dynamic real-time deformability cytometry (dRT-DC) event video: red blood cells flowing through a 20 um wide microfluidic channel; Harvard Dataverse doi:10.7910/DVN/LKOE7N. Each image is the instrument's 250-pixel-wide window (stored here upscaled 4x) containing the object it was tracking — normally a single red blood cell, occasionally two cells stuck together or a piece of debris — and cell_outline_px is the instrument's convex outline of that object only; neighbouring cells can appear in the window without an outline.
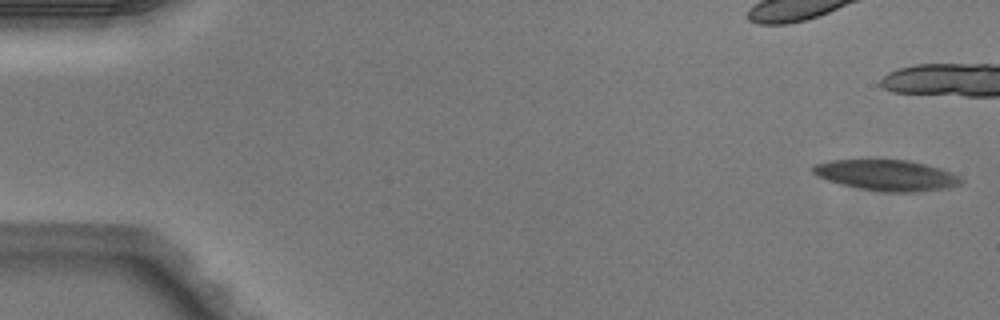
{"species": "Egyptian fruit bat (a non-hibernating species)", "species_latin": "Rousettus aegyptiacus", "temperature_condition": "warm", "stored_images_in_passage": 6, "camera_frame_rate_fps": 3000, "um_per_image_px": 0.085, "animal": {"sex": "male"}, "frame": {"image": 1, "passage_image": 1, "time_ms": 0.0, "image_size_px": [1000, 320], "cell_outline_px": [[964, 180], [960, 184], [948, 188], [916, 192], [884, 192], [860, 188], [840, 184], [816, 176], [812, 172], [812, 168], [816, 164], [832, 160], [908, 160], [940, 168], [960, 176]], "centroid_in_image_um": [75.38, 14.9], "position_along_channel_um": 9.6, "area_um2": 26.47}}